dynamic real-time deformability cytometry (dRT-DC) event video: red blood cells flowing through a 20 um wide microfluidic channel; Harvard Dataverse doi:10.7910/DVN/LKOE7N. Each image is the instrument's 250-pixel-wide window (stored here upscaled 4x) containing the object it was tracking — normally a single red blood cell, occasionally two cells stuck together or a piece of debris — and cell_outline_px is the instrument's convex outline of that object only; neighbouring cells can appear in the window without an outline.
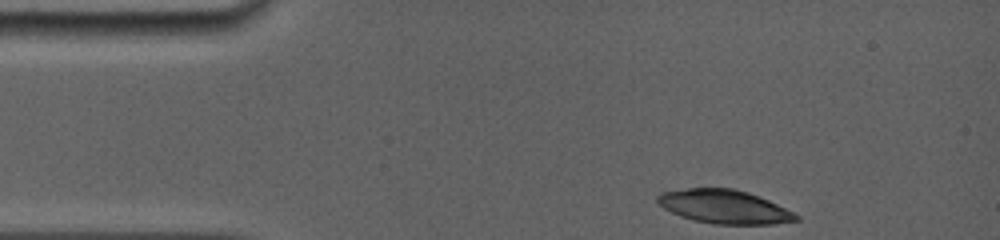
{"species": "common noctule bat (a hibernating species)", "species_latin": "Nyctalus noctula", "temperature_condition": "room temperature", "stored_images_in_passage": 5, "camera_frame_rate_fps": 5000, "um_per_image_px": 0.085, "animal": {"sex": "female", "body_mass_g": 19.0, "forearm_length_mm": 56.7}, "frame": {"image": 1, "passage_image": 1, "time_ms": 0.0, "image_size_px": [1000, 240], "cell_outline_px": [[800, 220], [772, 224], [712, 224], [692, 220], [680, 216], [664, 208], [656, 200], [656, 196], [660, 192], [688, 188], [736, 188], [748, 192], [768, 200], [800, 216]], "centroid_in_image_um": [61.54, 17.57], "position_along_channel_um": 23.5, "area_um2": 27.17}}